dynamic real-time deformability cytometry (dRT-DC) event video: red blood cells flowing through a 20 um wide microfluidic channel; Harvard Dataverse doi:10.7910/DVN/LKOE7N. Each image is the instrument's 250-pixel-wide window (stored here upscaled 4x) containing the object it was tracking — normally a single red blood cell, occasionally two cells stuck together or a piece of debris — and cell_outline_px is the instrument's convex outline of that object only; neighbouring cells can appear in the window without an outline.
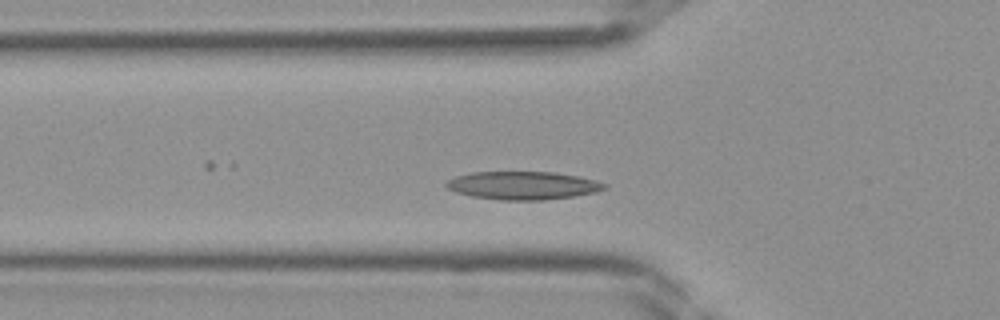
{"species": "Egyptian fruit bat (a non-hibernating species)", "species_latin": "Rousettus aegyptiacus", "temperature_condition": "room temperature", "stored_images_in_passage": 26, "camera_frame_rate_fps": 3000, "um_per_image_px": 0.085, "frame": {"image": 1, "passage_image": 7, "time_ms": 2.0, "image_size_px": [1000, 320], "cell_outline_px": [[608, 188], [596, 192], [572, 196], [544, 200], [500, 200], [472, 196], [456, 192], [448, 188], [444, 184], [448, 180], [456, 176], [472, 172], [552, 172], [576, 176], [596, 180], [608, 184]], "centroid_in_image_um": [44.46, 15.76], "position_along_channel_um": 81.3, "area_um2": 25.84}}
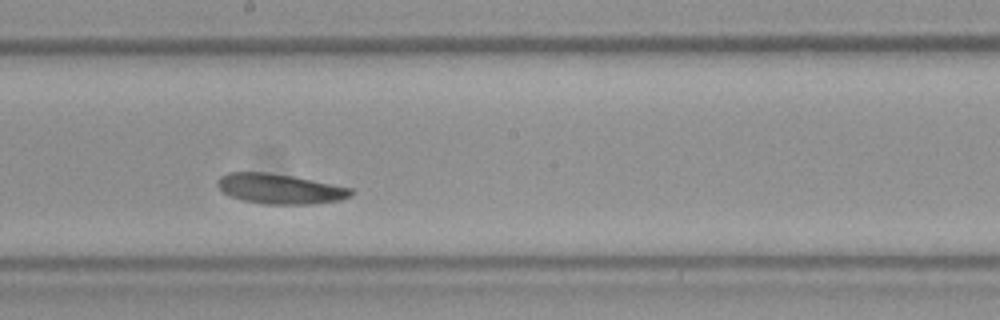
{"frame": {"image": 2, "passage_image": 16, "time_ms": 5.0, "image_size_px": [1000, 320], "cell_outline_px": [[352, 196], [340, 200], [308, 204], [264, 204], [244, 200], [228, 196], [216, 184], [216, 180], [220, 176], [228, 172], [268, 172], [292, 176], [352, 188]], "centroid_in_image_um": [23.75, 16.04], "position_along_channel_um": 224.4, "area_um2": 23.29}}
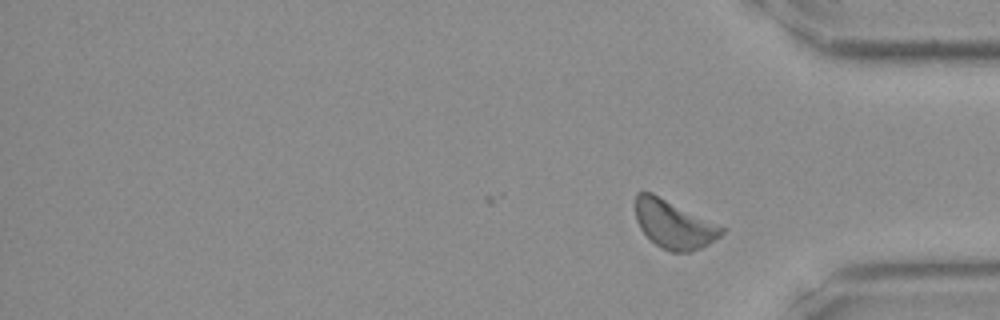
{"frame": {"image": 3, "passage_image": 26, "time_ms": 8.333, "image_size_px": [1000, 320], "cell_outline_px": [[728, 228], [720, 236], [708, 244], [692, 252], [672, 252], [660, 248], [640, 228], [636, 220], [636, 192], [652, 192], [720, 224]], "centroid_in_image_um": [57.32, 19.06], "position_along_channel_um": 377.9, "area_um2": 24.39}}